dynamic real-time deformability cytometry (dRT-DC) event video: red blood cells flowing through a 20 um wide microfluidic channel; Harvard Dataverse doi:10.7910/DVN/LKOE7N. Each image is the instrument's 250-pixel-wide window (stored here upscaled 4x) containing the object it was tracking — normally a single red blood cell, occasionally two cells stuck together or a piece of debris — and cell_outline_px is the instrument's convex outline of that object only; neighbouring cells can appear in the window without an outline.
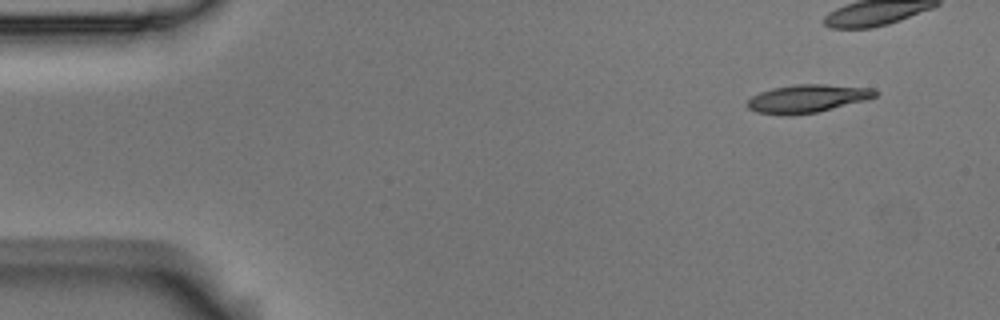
{"species": "Egyptian fruit bat (a non-hibernating species)", "species_latin": "Rousettus aegyptiacus", "temperature_condition": "room temperature", "stored_images_in_passage": 39, "camera_frame_rate_fps": 3000, "um_per_image_px": 0.085, "animal": {"sex": "male"}, "frame": {"image": 1, "passage_image": 1, "time_ms": 0.0, "image_size_px": [1000, 320], "cell_outline_px": [[880, 92], [876, 96], [864, 100], [816, 112], [756, 112], [748, 108], [744, 104], [752, 96], [760, 92], [772, 88], [796, 84], [824, 84], [872, 88]], "centroid_in_image_um": [68.65, 8.32], "position_along_channel_um": 16.3, "area_um2": 20.0}}
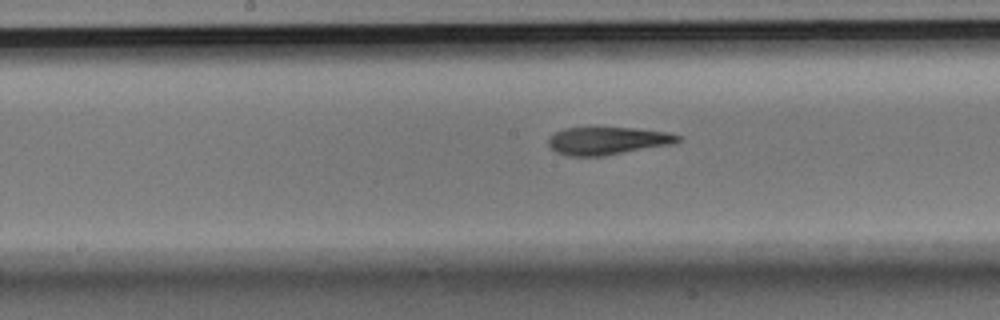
{"frame": {"image": 2, "passage_image": 24, "time_ms": 7.667, "image_size_px": [1000, 320], "cell_outline_px": [[680, 140], [676, 144], [604, 156], [568, 156], [556, 152], [548, 144], [548, 140], [556, 132], [564, 128], [632, 128], [668, 132], [680, 136]], "centroid_in_image_um": [51.69, 11.98], "position_along_channel_um": 196.5, "area_um2": 20.92}}
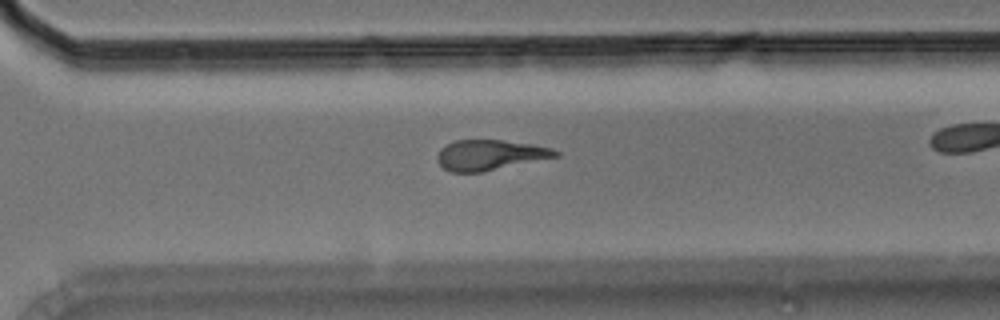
{"frame": {"image": 3, "passage_image": 35, "time_ms": 11.333, "image_size_px": [1000, 320], "cell_outline_px": [[560, 156], [484, 172], [452, 172], [444, 168], [436, 160], [436, 156], [440, 148], [456, 140], [500, 140], [532, 144], [552, 148], [560, 152]], "centroid_in_image_um": [41.66, 13.18], "position_along_channel_um": 328.9, "area_um2": 20.98}}